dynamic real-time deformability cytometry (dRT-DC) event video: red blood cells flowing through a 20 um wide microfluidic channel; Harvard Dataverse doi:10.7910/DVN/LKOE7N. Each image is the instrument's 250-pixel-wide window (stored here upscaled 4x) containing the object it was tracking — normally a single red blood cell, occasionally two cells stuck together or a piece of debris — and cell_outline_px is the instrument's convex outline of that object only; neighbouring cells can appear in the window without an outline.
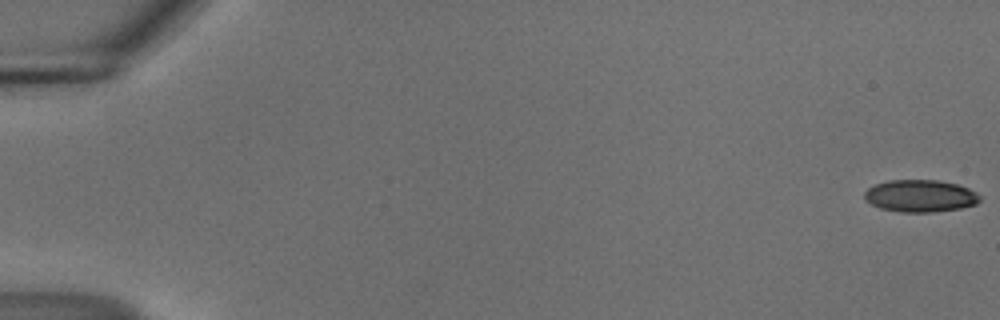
{"species": "common noctule bat (a hibernating species)", "species_latin": "Nyctalus noctula", "temperature_condition": "cold", "stored_images_in_passage": 17, "camera_frame_rate_fps": 3000, "um_per_image_px": 0.085, "animal": {"sex": "male", "body_mass_g": 18.8}, "frame": {"image": 1, "passage_image": 1, "time_ms": 0.0, "image_size_px": [1000, 320], "cell_outline_px": [[980, 200], [976, 204], [960, 208], [932, 212], [900, 212], [880, 208], [864, 200], [864, 192], [868, 188], [876, 184], [888, 180], [940, 180], [956, 184], [968, 188], [976, 192], [980, 196]], "centroid_in_image_um": [78.21, 16.65], "position_along_channel_um": 6.8, "area_um2": 21.68}}
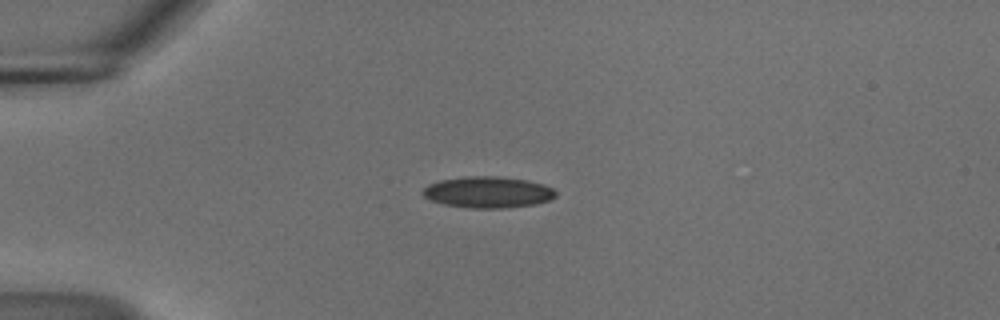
{"frame": {"image": 2, "passage_image": 15, "time_ms": 4.667, "image_size_px": [1000, 320], "cell_outline_px": [[556, 196], [548, 200], [532, 204], [504, 208], [472, 208], [444, 204], [432, 200], [424, 196], [420, 192], [428, 184], [440, 180], [464, 176], [500, 176], [524, 180], [544, 184], [552, 188], [556, 192]], "centroid_in_image_um": [41.44, 16.32], "position_along_channel_um": 43.6, "area_um2": 24.1}}